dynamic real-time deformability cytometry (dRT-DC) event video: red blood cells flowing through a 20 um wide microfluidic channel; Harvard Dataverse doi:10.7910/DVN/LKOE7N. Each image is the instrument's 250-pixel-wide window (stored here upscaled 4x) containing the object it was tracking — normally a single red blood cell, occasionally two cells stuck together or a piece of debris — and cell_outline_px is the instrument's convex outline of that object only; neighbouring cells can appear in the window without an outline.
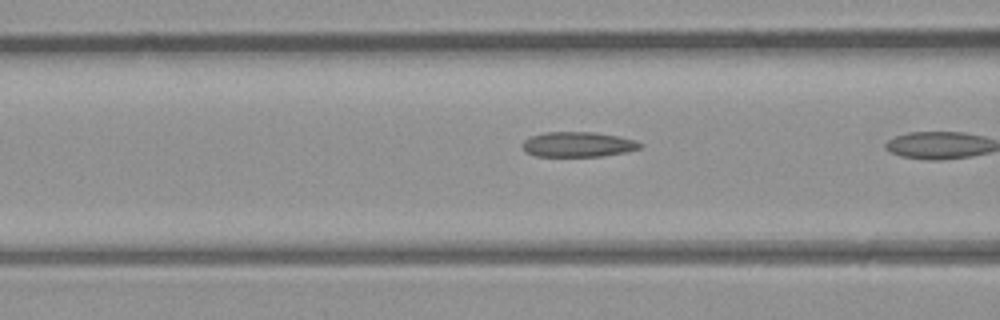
{"species": "common noctule bat (a hibernating species)", "species_latin": "Nyctalus noctula", "temperature_condition": "room temperature", "stored_images_in_passage": 6, "camera_frame_rate_fps": 3000, "um_per_image_px": 0.085, "animal": {"sex": "male", "body_mass_g": 23.1, "forearm_length_mm": 52.7}, "frame": {"image": 1, "passage_image": 5, "time_ms": 1.333, "image_size_px": [1000, 320], "cell_outline_px": [[644, 144], [640, 148], [628, 152], [604, 156], [536, 156], [524, 152], [520, 144], [524, 140], [532, 136], [544, 132], [592, 132], [616, 136], [636, 140]], "centroid_in_image_um": [49.12, 12.28], "position_along_channel_um": 117.5, "area_um2": 17.34}}